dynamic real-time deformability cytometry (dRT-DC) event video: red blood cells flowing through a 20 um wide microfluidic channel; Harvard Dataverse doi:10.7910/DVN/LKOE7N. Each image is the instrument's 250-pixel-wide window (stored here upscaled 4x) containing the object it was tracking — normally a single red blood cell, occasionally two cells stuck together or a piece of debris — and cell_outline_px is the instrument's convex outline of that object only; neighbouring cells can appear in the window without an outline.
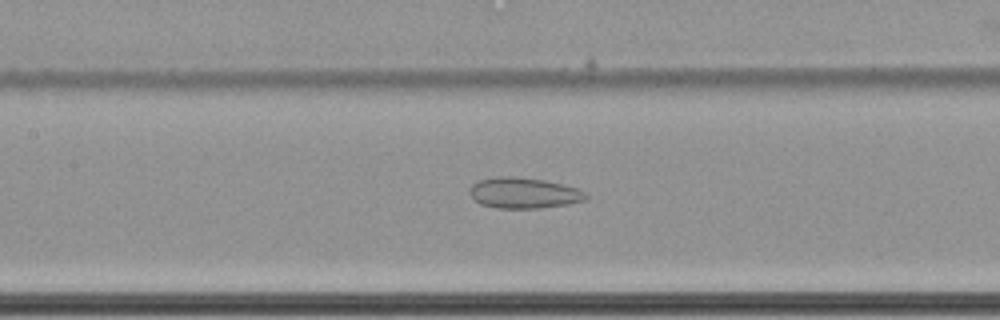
{"species": "common noctule bat (a hibernating species)", "species_latin": "Nyctalus noctula", "temperature_condition": "cold", "stored_images_in_passage": 46, "camera_frame_rate_fps": 3000, "um_per_image_px": 0.085, "animal": {"sex": "female", "body_mass_g": 22.7, "forearm_length_mm": 54.2}, "frame": {"image": 1, "passage_image": 15, "time_ms": 4.667, "image_size_px": [1000, 320], "cell_outline_px": [[588, 200], [568, 204], [540, 208], [496, 208], [480, 204], [472, 196], [472, 184], [476, 180], [496, 176], [516, 176], [544, 180], [564, 184], [580, 188], [588, 192]], "centroid_in_image_um": [44.6, 16.39], "position_along_channel_um": 162.8, "area_um2": 21.15}}
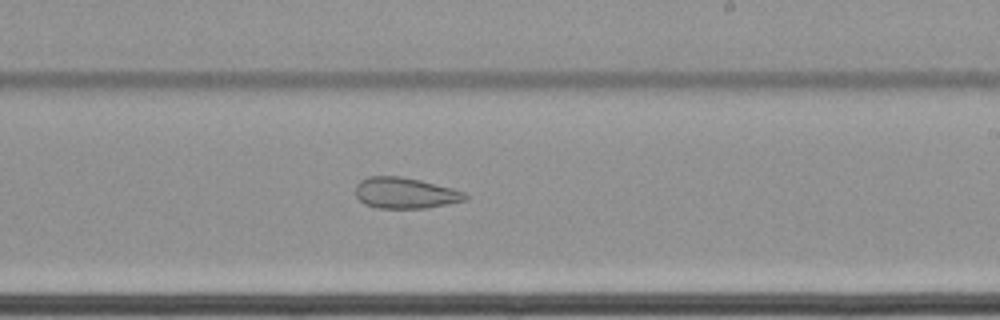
{"frame": {"image": 2, "passage_image": 23, "time_ms": 7.333, "image_size_px": [1000, 320], "cell_outline_px": [[468, 196], [464, 200], [448, 204], [428, 208], [376, 208], [364, 204], [356, 196], [356, 184], [360, 180], [368, 176], [400, 176], [420, 180], [452, 188], [464, 192]], "centroid_in_image_um": [34.41, 16.41], "position_along_channel_um": 254.6, "area_um2": 19.83}}
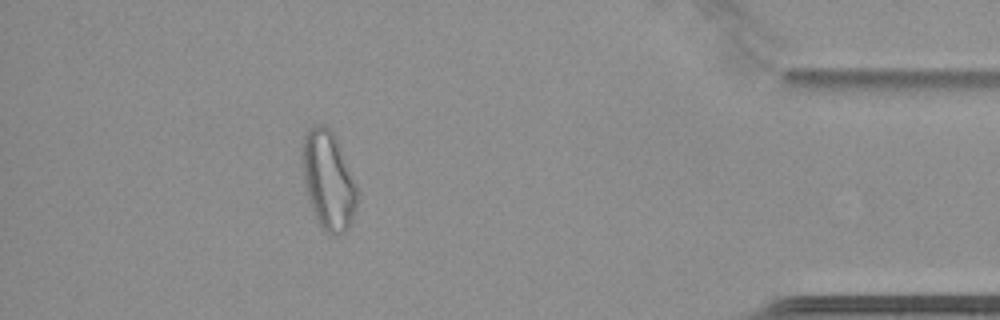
{"frame": {"image": 3, "passage_image": 40, "time_ms": 13.0, "image_size_px": [1000, 320], "cell_outline_px": [[356, 208], [352, 220], [348, 228], [344, 232], [336, 236], [332, 236], [324, 232], [316, 220], [308, 200], [300, 160], [304, 136], [308, 128], [316, 124], [324, 124], [336, 136], [356, 184]], "centroid_in_image_um": [27.88, 15.33], "position_along_channel_um": 407.3, "area_um2": 31.85}, "authors_computed_cell_mechanics": {"area_um2": 23.8136, "velocity_mm_per_s": 3.4457, "shape_relaxation_time_tau1_ms": null, "shape_relaxation_time_tau2_ms": 2.5087, "deformation_change_tau1": null, "deformation_change_tau2": 0.0995}}